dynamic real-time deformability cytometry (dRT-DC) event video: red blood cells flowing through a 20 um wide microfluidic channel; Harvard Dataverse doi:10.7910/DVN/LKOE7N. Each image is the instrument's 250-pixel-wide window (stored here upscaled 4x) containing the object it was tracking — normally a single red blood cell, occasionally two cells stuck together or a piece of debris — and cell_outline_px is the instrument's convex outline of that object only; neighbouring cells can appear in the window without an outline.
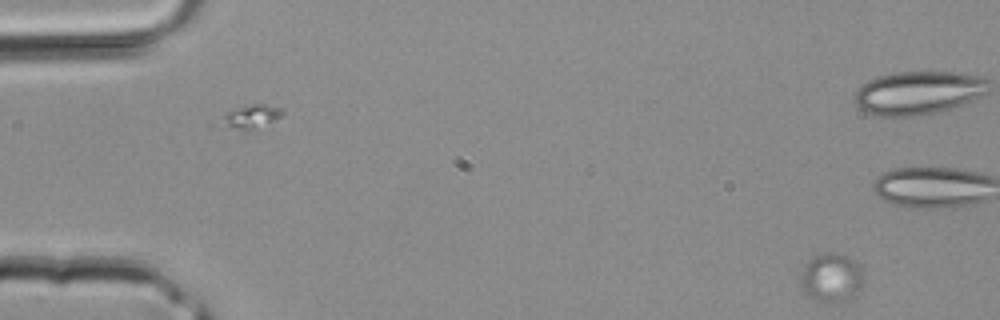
{"species": "common noctule bat (a hibernating species)", "species_latin": "Nyctalus noctula", "temperature_condition": "room temperature", "stored_images_in_passage": 7, "segment_of_instrument_passage": [2, 2], "camera_frame_rate_fps": 3000, "um_per_image_px": 0.085, "animal": {"sex": "male", "body_mass_g": 20.4}, "frame": {"image": 1, "passage_image": 7, "time_ms": 2.0, "image_size_px": [1000, 320], "cell_outline_px": [[864, 284], [856, 296], [848, 300], [836, 304], [824, 304], [808, 296], [800, 288], [800, 272], [804, 264], [812, 256], [828, 252], [836, 252], [860, 264], [864, 272]], "centroid_in_image_um": [70.68, 23.65], "position_along_channel_um": 14.3, "area_um2": 18.9}}